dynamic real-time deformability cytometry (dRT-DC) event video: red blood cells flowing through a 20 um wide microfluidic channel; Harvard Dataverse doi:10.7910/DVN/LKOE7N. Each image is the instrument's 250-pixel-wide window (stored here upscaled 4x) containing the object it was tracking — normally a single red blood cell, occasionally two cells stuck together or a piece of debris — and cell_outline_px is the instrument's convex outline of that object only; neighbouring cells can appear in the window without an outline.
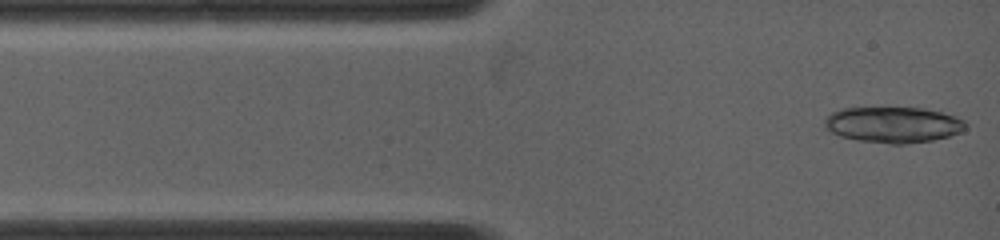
{"species": "common noctule bat (a hibernating species)", "species_latin": "Nyctalus noctula", "temperature_condition": "warm", "stored_images_in_passage": 8, "camera_frame_rate_fps": 5000, "um_per_image_px": 0.085, "animal": {"sex": "female", "body_mass_g": 19.0, "forearm_length_mm": 53.3}, "frame": {"image": 1, "passage_image": 1, "time_ms": 0.0, "image_size_px": [1000, 240], "cell_outline_px": [[968, 124], [960, 132], [948, 136], [932, 140], [904, 144], [892, 144], [860, 140], [840, 136], [832, 132], [824, 124], [824, 120], [832, 112], [840, 108], [884, 104], [924, 108], [956, 116], [964, 120]], "centroid_in_image_um": [75.9, 10.53], "position_along_channel_um": 9.1, "area_um2": 30.46}}